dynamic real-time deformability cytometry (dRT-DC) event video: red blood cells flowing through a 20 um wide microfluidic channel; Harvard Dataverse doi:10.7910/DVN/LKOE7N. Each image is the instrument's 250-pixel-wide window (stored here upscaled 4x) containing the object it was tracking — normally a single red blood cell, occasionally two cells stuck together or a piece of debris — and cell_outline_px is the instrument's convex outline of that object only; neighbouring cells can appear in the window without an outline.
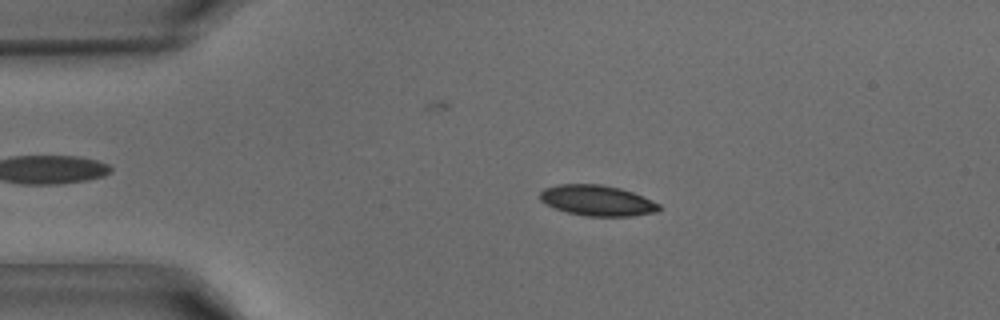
{"species": "common noctule bat (a hibernating species)", "species_latin": "Nyctalus noctula", "temperature_condition": "warm", "stored_images_in_passage": 42, "camera_frame_rate_fps": 3000, "um_per_image_px": 0.085, "animal": {"sex": "male", "body_mass_g": 15.6}, "frame": {"image": 1, "passage_image": 9, "time_ms": 2.667, "image_size_px": [1000, 320], "cell_outline_px": [[660, 208], [656, 212], [632, 216], [588, 216], [568, 212], [556, 208], [540, 200], [540, 192], [544, 188], [560, 184], [600, 184], [620, 188], [632, 192], [660, 204]], "centroid_in_image_um": [50.77, 17.04], "position_along_channel_um": 34.2, "area_um2": 20.98}}
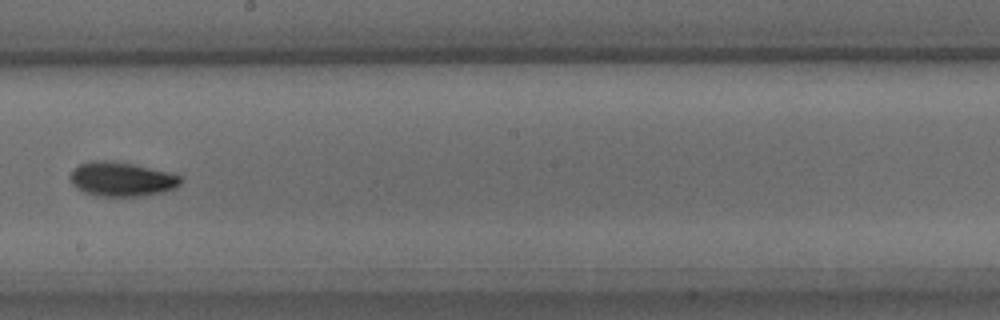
{"frame": {"image": 2, "passage_image": 24, "time_ms": 7.667, "image_size_px": [1000, 320], "cell_outline_px": [[184, 180], [176, 188], [164, 192], [140, 196], [96, 196], [84, 192], [76, 188], [72, 184], [72, 172], [80, 164], [92, 160], [108, 160], [132, 164], [168, 172], [184, 176]], "centroid_in_image_um": [10.4, 15.24], "position_along_channel_um": 237.8, "area_um2": 22.08}}
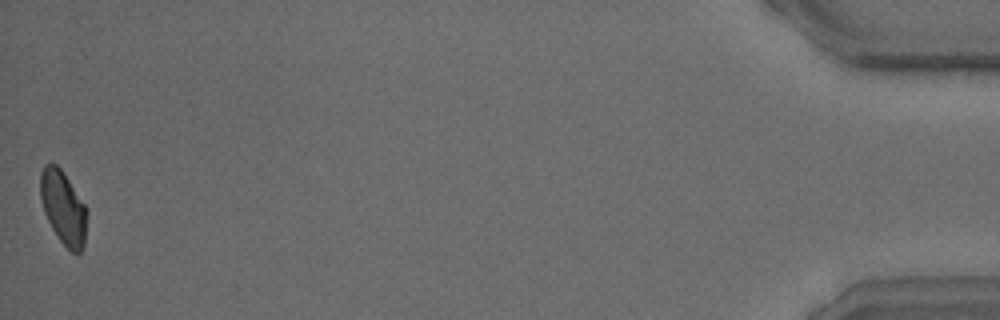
{"frame": {"image": 3, "passage_image": 42, "time_ms": 13.667, "image_size_px": [1000, 320], "cell_outline_px": [[88, 212], [84, 244], [80, 252], [72, 252], [60, 240], [52, 228], [44, 212], [40, 200], [40, 172], [44, 164], [56, 164], [60, 168], [84, 204]], "centroid_in_image_um": [5.36, 17.64], "position_along_channel_um": 429.8, "area_um2": 19.71}}